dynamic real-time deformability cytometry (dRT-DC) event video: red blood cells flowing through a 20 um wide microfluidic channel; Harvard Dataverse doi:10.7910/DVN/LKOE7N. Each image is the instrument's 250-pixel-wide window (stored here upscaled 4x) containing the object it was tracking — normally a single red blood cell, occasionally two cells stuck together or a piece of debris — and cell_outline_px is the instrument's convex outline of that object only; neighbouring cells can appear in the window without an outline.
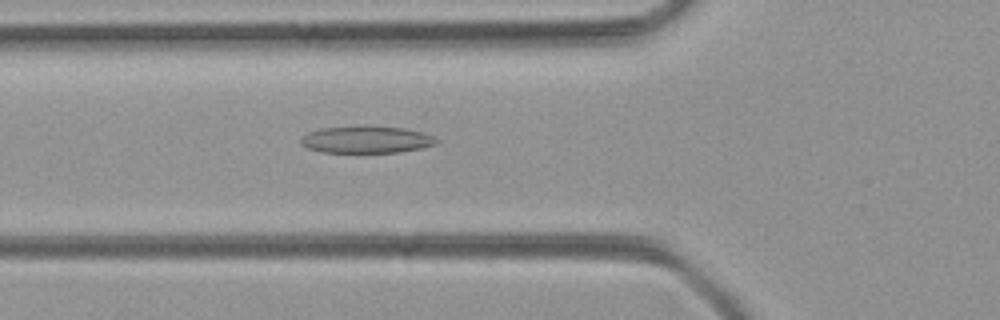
{"species": "common noctule bat (a hibernating species)", "species_latin": "Nyctalus noctula", "temperature_condition": "room temperature", "stored_images_in_passage": 50, "camera_frame_rate_fps": 3000, "um_per_image_px": 0.085, "animal": {"sex": "female", "body_mass_g": 21.9}, "frame": {"image": 1, "passage_image": 18, "time_ms": 5.667, "image_size_px": [1000, 320], "cell_outline_px": [[440, 140], [436, 144], [420, 148], [400, 152], [324, 152], [308, 148], [300, 144], [300, 136], [308, 132], [320, 128], [404, 128], [424, 132]], "centroid_in_image_um": [31.14, 11.89], "position_along_channel_um": 94.7, "area_um2": 20.69}}
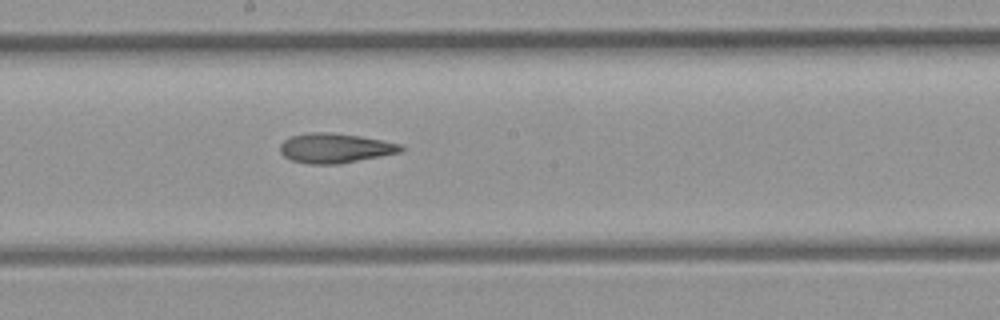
{"frame": {"image": 2, "passage_image": 27, "time_ms": 8.667, "image_size_px": [1000, 320], "cell_outline_px": [[404, 148], [400, 152], [340, 164], [308, 164], [292, 160], [284, 156], [280, 152], [280, 144], [284, 140], [292, 136], [308, 132], [332, 132], [360, 136], [400, 144]], "centroid_in_image_um": [28.44, 12.59], "position_along_channel_um": 219.8, "area_um2": 20.81}}
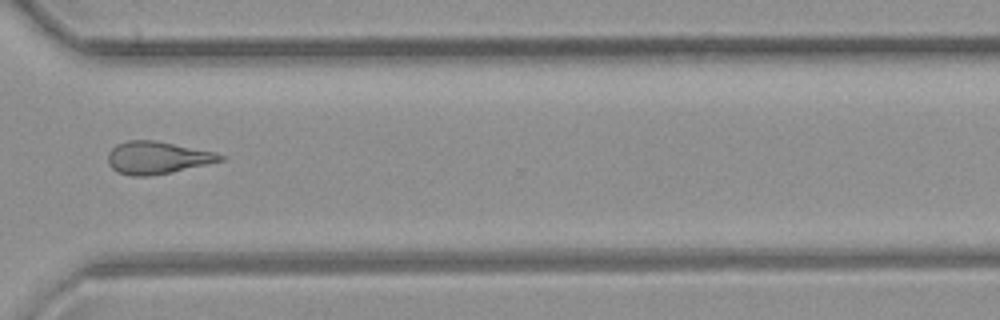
{"frame": {"image": 3, "passage_image": 37, "time_ms": 12.0, "image_size_px": [1000, 320], "cell_outline_px": [[224, 160], [172, 172], [152, 176], [132, 176], [116, 172], [108, 164], [108, 152], [116, 144], [128, 140], [152, 140], [216, 152], [224, 156]], "centroid_in_image_um": [13.33, 13.41], "position_along_channel_um": 357.3, "area_um2": 21.21}}